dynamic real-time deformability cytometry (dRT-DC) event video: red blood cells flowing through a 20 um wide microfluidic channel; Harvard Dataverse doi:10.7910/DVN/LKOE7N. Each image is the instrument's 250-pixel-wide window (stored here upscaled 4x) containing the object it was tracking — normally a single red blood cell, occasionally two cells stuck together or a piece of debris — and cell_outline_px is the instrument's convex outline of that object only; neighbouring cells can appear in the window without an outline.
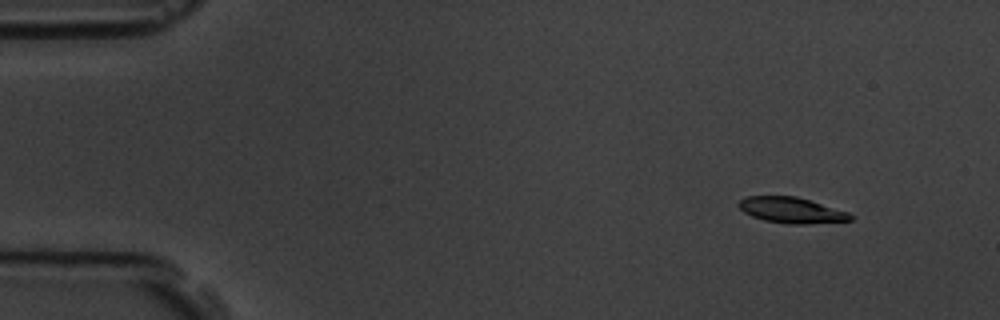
{"species": "common noctule bat (a hibernating species)", "species_latin": "Nyctalus noctula", "temperature_condition": "room temperature", "stored_images_in_passage": 4, "camera_frame_rate_fps": 3000, "um_per_image_px": 0.085, "animal": {"sex": "male", "body_mass_g": 19.5, "forearm_length_mm": 54.6}, "frame": {"image": 1, "passage_image": 1, "time_ms": 0.0, "image_size_px": [1000, 320], "cell_outline_px": [[856, 216], [852, 220], [808, 224], [788, 224], [764, 220], [752, 216], [744, 212], [736, 204], [740, 200], [748, 196], [796, 196], [848, 212]], "centroid_in_image_um": [67.28, 17.87], "position_along_channel_um": 17.7, "area_um2": 16.76}}
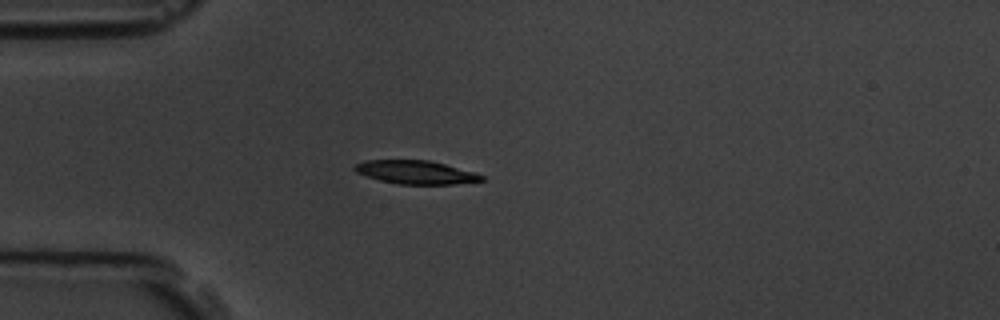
{"frame": {"image": 2, "passage_image": 4, "time_ms": 3.333, "image_size_px": [1000, 320], "cell_outline_px": [[484, 180], [452, 184], [396, 184], [380, 180], [356, 172], [352, 168], [356, 164], [364, 160], [428, 160], [476, 172], [484, 176]], "centroid_in_image_um": [35.33, 14.64], "position_along_channel_um": 49.7, "area_um2": 17.22}}